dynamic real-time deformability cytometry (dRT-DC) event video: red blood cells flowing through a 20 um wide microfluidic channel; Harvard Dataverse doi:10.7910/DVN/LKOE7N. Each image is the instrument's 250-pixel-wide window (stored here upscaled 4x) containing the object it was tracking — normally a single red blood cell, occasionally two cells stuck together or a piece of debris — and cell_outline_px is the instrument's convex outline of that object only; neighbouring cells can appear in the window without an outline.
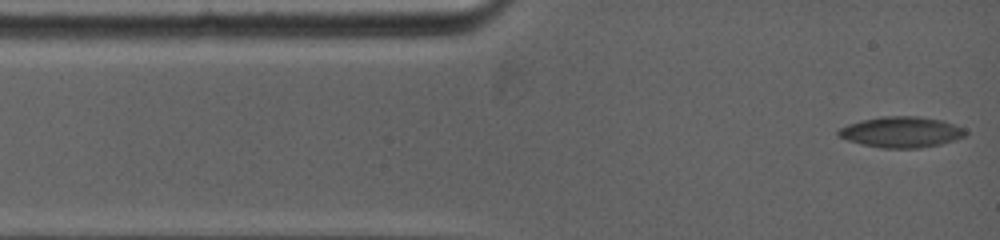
{"species": "common noctule bat (a hibernating species)", "species_latin": "Nyctalus noctula", "temperature_condition": "warm", "stored_images_in_passage": 59, "camera_frame_rate_fps": 5000, "um_per_image_px": 0.085, "animal": {"sex": "female", "body_mass_g": 19.0, "forearm_length_mm": 53.3}, "frame": {"image": 1, "passage_image": 1, "time_ms": 0.0, "image_size_px": [1000, 240], "cell_outline_px": [[968, 132], [964, 136], [956, 140], [940, 144], [920, 148], [880, 148], [860, 144], [848, 140], [840, 136], [836, 132], [840, 128], [848, 124], [860, 120], [880, 116], [920, 116], [940, 120], [964, 128]], "centroid_in_image_um": [76.6, 11.22], "position_along_channel_um": 8.4, "area_um2": 22.89}}
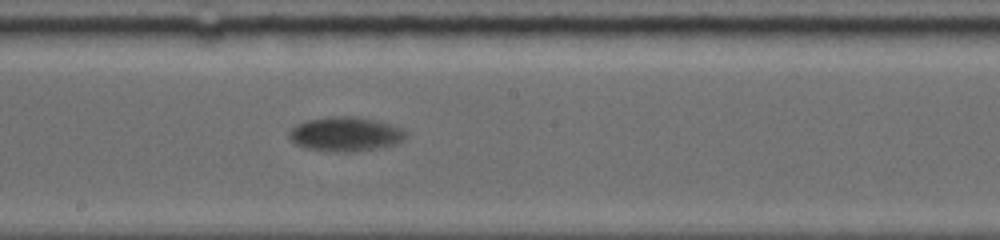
{"frame": {"image": 2, "passage_image": 26, "time_ms": 7.0, "image_size_px": [1000, 240], "cell_outline_px": [[408, 136], [400, 144], [380, 148], [348, 152], [340, 152], [308, 148], [292, 144], [288, 136], [288, 132], [296, 124], [308, 120], [332, 116], [356, 116], [392, 124], [404, 128], [408, 132]], "centroid_in_image_um": [29.42, 11.4], "position_along_channel_um": 218.8, "area_um2": 23.81}}
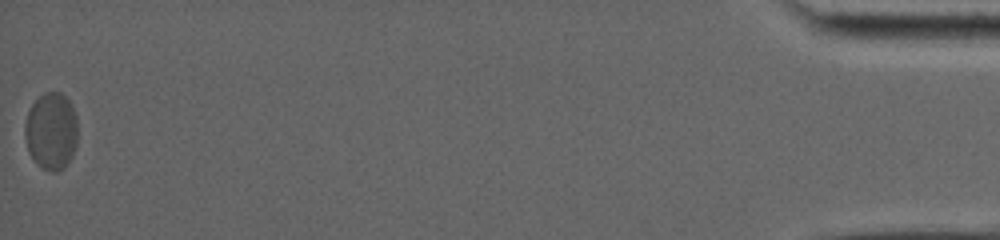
{"frame": {"image": 3, "passage_image": 59, "time_ms": 17.4, "image_size_px": [1000, 240], "cell_outline_px": [[76, 148], [68, 164], [64, 168], [56, 172], [52, 172], [36, 164], [28, 152], [24, 136], [24, 124], [28, 112], [32, 104], [44, 92], [60, 92], [72, 104], [76, 116]], "centroid_in_image_um": [4.34, 11.16], "position_along_channel_um": 430.9, "area_um2": 23.99}, "authors_computed_cell_mechanics": {"area_um2": 23.2934, "velocity_mm_per_s": 3.641, "shape_relaxation_time_tau1_ms": 6.0669, "shape_relaxation_time_tau2_ms": null, "deformation_change_tau1": 0.143, "deformation_change_tau2": null}}